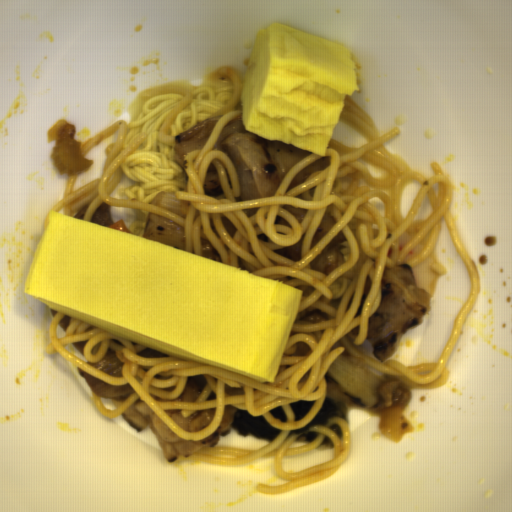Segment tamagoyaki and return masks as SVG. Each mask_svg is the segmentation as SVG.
<instances>
[{
  "mask_svg": "<svg viewBox=\"0 0 512 512\" xmlns=\"http://www.w3.org/2000/svg\"><path fill=\"white\" fill-rule=\"evenodd\" d=\"M355 91V53L348 45L273 22L257 30L243 72L242 126L325 156L346 96Z\"/></svg>",
  "mask_w": 512,
  "mask_h": 512,
  "instance_id": "833754b4",
  "label": "tamagoyaki"
},
{
  "mask_svg": "<svg viewBox=\"0 0 512 512\" xmlns=\"http://www.w3.org/2000/svg\"><path fill=\"white\" fill-rule=\"evenodd\" d=\"M23 292L131 342L275 383L304 293L278 279L53 211Z\"/></svg>",
  "mask_w": 512,
  "mask_h": 512,
  "instance_id": "81b7327e",
  "label": "tamagoyaki"
}]
</instances>
